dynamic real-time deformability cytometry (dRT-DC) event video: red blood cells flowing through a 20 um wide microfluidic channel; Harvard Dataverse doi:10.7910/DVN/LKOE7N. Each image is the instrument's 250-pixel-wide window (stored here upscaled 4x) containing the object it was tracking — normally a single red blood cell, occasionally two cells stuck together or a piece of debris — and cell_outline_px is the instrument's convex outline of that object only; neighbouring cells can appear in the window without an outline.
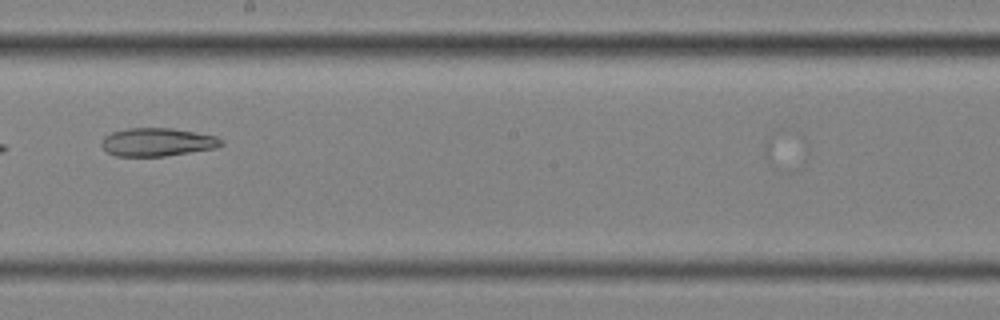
{"species": "common noctule bat (a hibernating species)", "species_latin": "Nyctalus noctula", "temperature_condition": "cold", "stored_images_in_passage": 12, "camera_frame_rate_fps": 3000, "um_per_image_px": 0.085, "animal": {"sex": "female", "body_mass_g": 25.1}, "frame": {"image": 1, "passage_image": 6, "time_ms": 1.667, "image_size_px": [1000, 320], "cell_outline_px": [[224, 144], [216, 148], [164, 156], [116, 156], [108, 152], [100, 144], [104, 136], [112, 132], [128, 128], [172, 128], [216, 136], [224, 140]], "centroid_in_image_um": [13.38, 12.07], "position_along_channel_um": 234.8, "area_um2": 19.65}}